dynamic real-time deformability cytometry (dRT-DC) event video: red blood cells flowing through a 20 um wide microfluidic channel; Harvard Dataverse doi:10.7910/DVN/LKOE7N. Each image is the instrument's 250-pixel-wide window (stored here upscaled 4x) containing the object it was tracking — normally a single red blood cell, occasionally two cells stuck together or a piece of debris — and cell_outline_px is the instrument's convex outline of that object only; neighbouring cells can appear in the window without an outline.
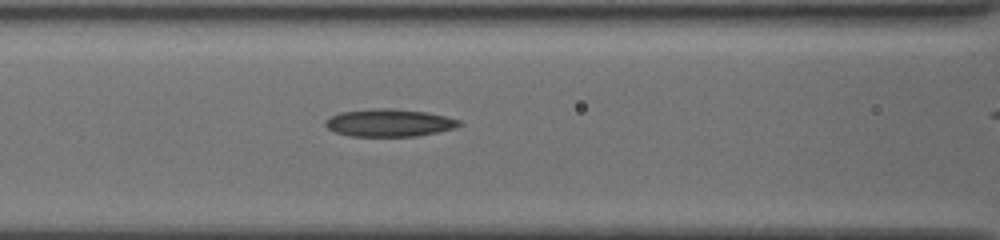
{"species": "common noctule bat (a hibernating species)", "species_latin": "Nyctalus noctula", "temperature_condition": "cold", "stored_images_in_passage": 40, "camera_frame_rate_fps": 3000, "um_per_image_px": 0.085, "animal": {"sex": "female", "body_mass_g": 19.5, "forearm_length_mm": 54.1}, "frame": {"image": 1, "passage_image": 6, "time_ms": 1.667, "image_size_px": [1000, 240], "cell_outline_px": [[460, 124], [452, 128], [436, 132], [416, 136], [352, 136], [336, 132], [328, 128], [324, 124], [332, 116], [340, 112], [368, 108], [392, 108], [428, 112], [460, 120]], "centroid_in_image_um": [33.06, 10.42], "position_along_channel_um": 133.5, "area_um2": 21.27}}
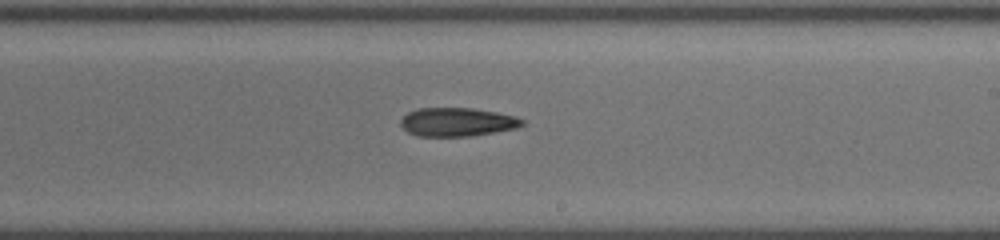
{"frame": {"image": 2, "passage_image": 20, "time_ms": 4.667, "image_size_px": [1000, 240], "cell_outline_px": [[524, 124], [516, 128], [472, 136], [416, 136], [408, 132], [400, 124], [400, 120], [408, 112], [416, 108], [472, 108], [496, 112], [516, 116], [524, 120]], "centroid_in_image_um": [38.85, 10.37], "position_along_channel_um": 250.1, "area_um2": 20.29}}
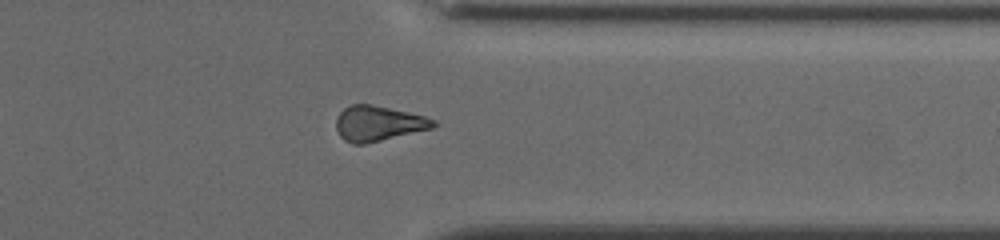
{"frame": {"image": 3, "passage_image": 38, "time_ms": 8.0, "image_size_px": [1000, 240], "cell_outline_px": [[436, 124], [432, 128], [364, 144], [352, 144], [344, 140], [340, 136], [336, 128], [336, 120], [340, 112], [344, 108], [352, 104], [372, 104], [408, 112], [424, 116], [436, 120]], "centroid_in_image_um": [32.13, 10.49], "position_along_channel_um": 379.3, "area_um2": 19.77}}